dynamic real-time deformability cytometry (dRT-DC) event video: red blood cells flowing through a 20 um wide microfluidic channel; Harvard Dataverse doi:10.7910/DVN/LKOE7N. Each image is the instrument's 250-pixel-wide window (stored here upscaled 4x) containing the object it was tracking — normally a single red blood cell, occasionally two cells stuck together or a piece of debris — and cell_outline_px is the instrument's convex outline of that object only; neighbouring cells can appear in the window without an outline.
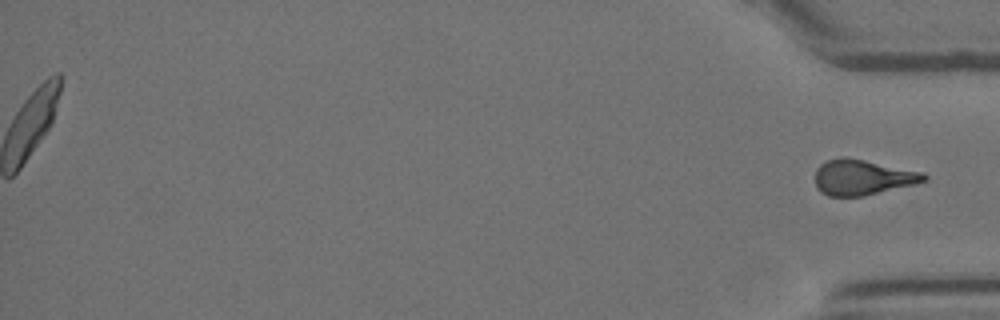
{"species": "Egyptian fruit bat (a non-hibernating species)", "species_latin": "Rousettus aegyptiacus", "temperature_condition": "room temperature", "stored_images_in_passage": 50, "segment_of_instrument_passage": [2, 2], "camera_frame_rate_fps": 3000, "um_per_image_px": 0.085, "animal": {"sex": "female"}, "frame": {"image": 1, "passage_image": 50, "time_ms": 16.333, "image_size_px": [1000, 320], "cell_outline_px": [[928, 180], [916, 184], [864, 196], [828, 196], [820, 192], [816, 188], [816, 168], [820, 164], [828, 160], [840, 156], [844, 156], [924, 172], [928, 176]], "centroid_in_image_um": [73.32, 15.07], "position_along_channel_um": 361.9, "area_um2": 22.66}}